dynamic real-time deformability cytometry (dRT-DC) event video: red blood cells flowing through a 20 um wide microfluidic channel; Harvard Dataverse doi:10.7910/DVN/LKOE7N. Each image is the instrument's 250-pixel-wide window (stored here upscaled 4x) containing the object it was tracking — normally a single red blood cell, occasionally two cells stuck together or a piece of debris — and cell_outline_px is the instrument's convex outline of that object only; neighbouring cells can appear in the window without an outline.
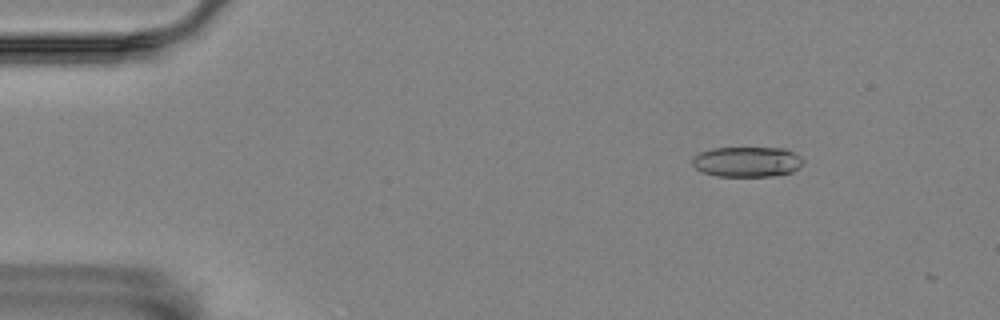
{"species": "Egyptian fruit bat (a non-hibernating species)", "species_latin": "Rousettus aegyptiacus", "temperature_condition": "room temperature", "stored_images_in_passage": 51, "camera_frame_rate_fps": 3000, "um_per_image_px": 0.085, "animal": {"sex": "female"}, "frame": {"image": 1, "passage_image": 7, "time_ms": 2.0, "image_size_px": [1000, 320], "cell_outline_px": [[804, 164], [800, 168], [792, 172], [772, 176], [716, 176], [700, 172], [692, 164], [692, 156], [700, 152], [712, 148], [784, 148], [800, 156], [804, 160]], "centroid_in_image_um": [63.49, 13.75], "position_along_channel_um": 21.5, "area_um2": 19.77}}
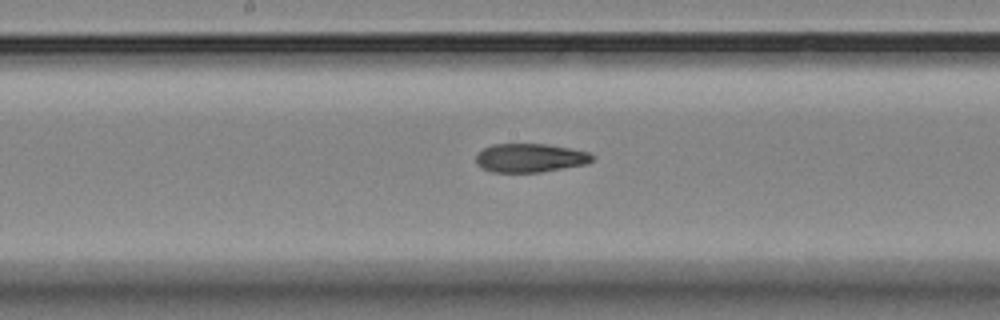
{"frame": {"image": 2, "passage_image": 29, "time_ms": 9.333, "image_size_px": [1000, 320], "cell_outline_px": [[592, 160], [588, 164], [540, 172], [492, 172], [476, 164], [476, 156], [484, 148], [492, 144], [548, 144], [592, 152]], "centroid_in_image_um": [45.09, 13.42], "position_along_channel_um": 203.1, "area_um2": 19.48}}
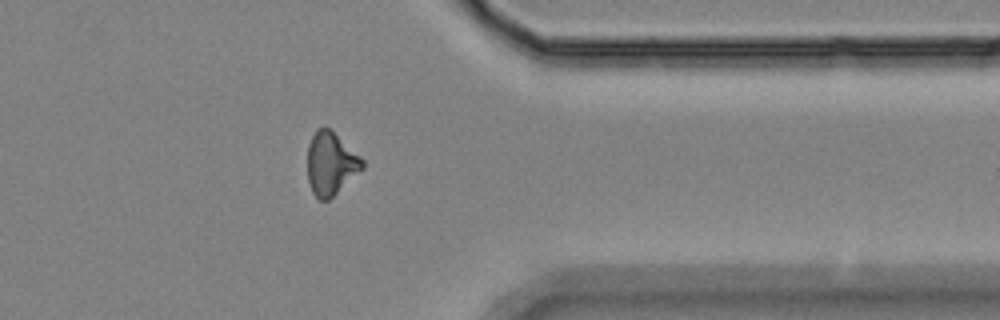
{"frame": {"image": 3, "passage_image": 45, "time_ms": 14.667, "image_size_px": [1000, 320], "cell_outline_px": [[364, 168], [328, 200], [320, 200], [312, 192], [308, 184], [308, 144], [316, 128], [324, 124], [360, 156], [364, 160]], "centroid_in_image_um": [28.1, 13.89], "position_along_channel_um": 383.3, "area_um2": 20.06}}